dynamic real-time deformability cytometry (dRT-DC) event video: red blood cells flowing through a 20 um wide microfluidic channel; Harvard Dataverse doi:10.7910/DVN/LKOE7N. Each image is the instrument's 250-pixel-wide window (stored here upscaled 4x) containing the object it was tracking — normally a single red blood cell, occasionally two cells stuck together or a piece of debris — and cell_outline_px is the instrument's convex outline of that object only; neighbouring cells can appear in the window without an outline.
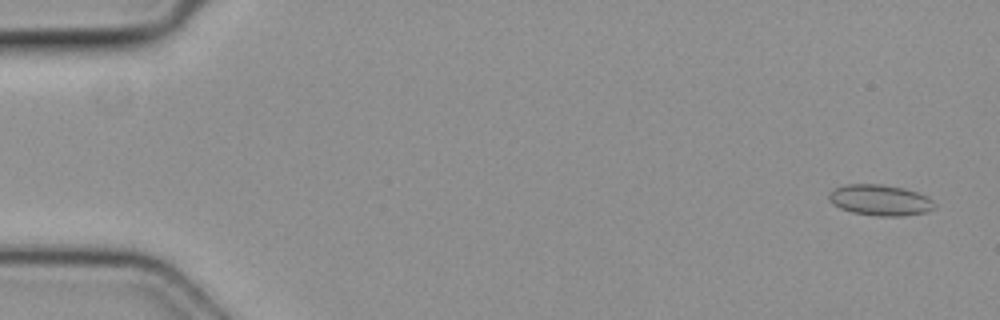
{"species": "common noctule bat (a hibernating species)", "species_latin": "Nyctalus noctula", "temperature_condition": "cold", "stored_images_in_passage": 55, "camera_frame_rate_fps": 3000, "um_per_image_px": 0.085, "animal": {"sex": "female", "body_mass_g": 19.3, "forearm_length_mm": 54.1}, "frame": {"image": 1, "passage_image": 3, "time_ms": 0.667, "image_size_px": [1000, 320], "cell_outline_px": [[936, 208], [928, 212], [904, 216], [876, 216], [852, 212], [840, 208], [832, 204], [828, 200], [828, 196], [836, 188], [848, 184], [880, 184], [904, 188], [928, 196], [936, 204]], "centroid_in_image_um": [74.85, 17.02], "position_along_channel_um": 10.1, "area_um2": 19.13}}
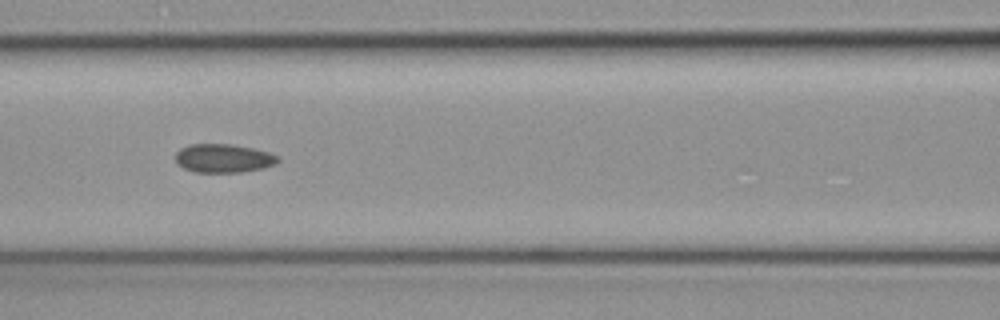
{"frame": {"image": 2, "passage_image": 25, "time_ms": 8.0, "image_size_px": [1000, 320], "cell_outline_px": [[280, 160], [276, 164], [264, 168], [240, 172], [196, 172], [184, 168], [176, 164], [176, 152], [180, 148], [188, 144], [228, 144], [252, 148], [268, 152], [280, 156]], "centroid_in_image_um": [19.0, 13.45], "position_along_channel_um": 147.6, "area_um2": 17.17}}
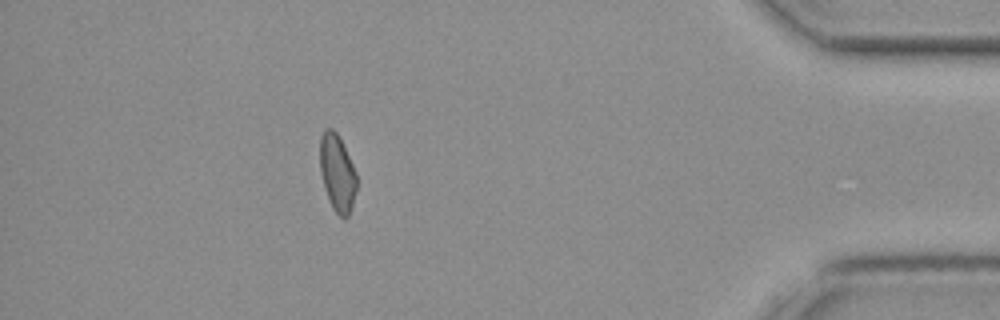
{"frame": {"image": 3, "passage_image": 49, "time_ms": 16.0, "image_size_px": [1000, 320], "cell_outline_px": [[356, 192], [348, 216], [344, 220], [332, 208], [324, 188], [320, 172], [320, 136], [324, 128], [332, 128], [336, 132], [356, 172]], "centroid_in_image_um": [28.64, 14.71], "position_along_channel_um": 406.6, "area_um2": 16.36}}